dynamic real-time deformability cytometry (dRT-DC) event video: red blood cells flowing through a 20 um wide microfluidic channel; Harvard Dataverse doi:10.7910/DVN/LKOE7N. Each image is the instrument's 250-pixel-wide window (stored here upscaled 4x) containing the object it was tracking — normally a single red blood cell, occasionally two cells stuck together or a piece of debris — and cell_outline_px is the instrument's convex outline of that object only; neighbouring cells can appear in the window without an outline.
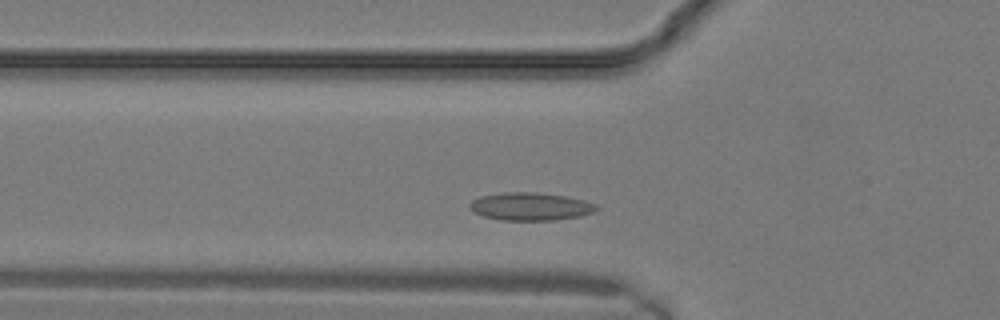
{"species": "common noctule bat (a hibernating species)", "species_latin": "Nyctalus noctula", "temperature_condition": "warm", "stored_images_in_passage": 11, "camera_frame_rate_fps": 3000, "um_per_image_px": 0.085, "animal": {"sex": "male", "body_mass_g": 19.2, "forearm_length_mm": 51.8}, "frame": {"image": 1, "passage_image": 4, "time_ms": 1.0, "image_size_px": [1000, 320], "cell_outline_px": [[600, 208], [592, 212], [580, 216], [556, 220], [500, 220], [484, 216], [472, 212], [468, 208], [468, 204], [472, 200], [480, 196], [504, 192], [536, 192], [564, 196], [584, 200], [596, 204]], "centroid_in_image_um": [45.05, 17.55], "position_along_channel_um": 80.7, "area_um2": 20.69}}
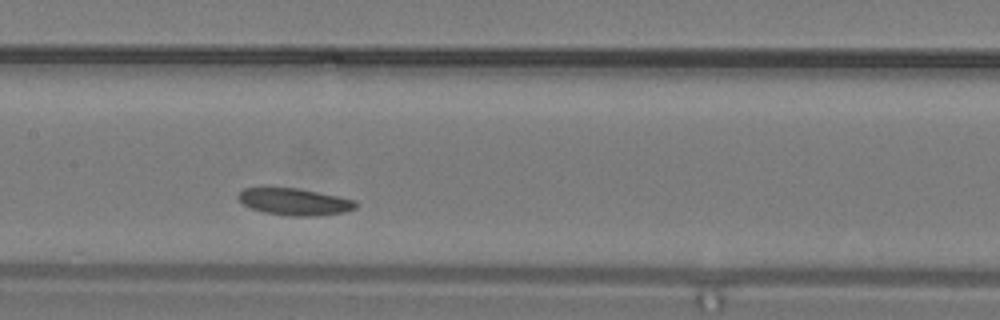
{"frame": {"image": 2, "passage_image": 8, "time_ms": 2.333, "image_size_px": [1000, 320], "cell_outline_px": [[360, 204], [356, 208], [344, 212], [312, 216], [288, 216], [264, 212], [252, 208], [244, 204], [236, 196], [244, 188], [264, 184], [296, 188], [340, 196], [356, 200]], "centroid_in_image_um": [25.0, 17.1], "position_along_channel_um": 182.4, "area_um2": 19.13}}
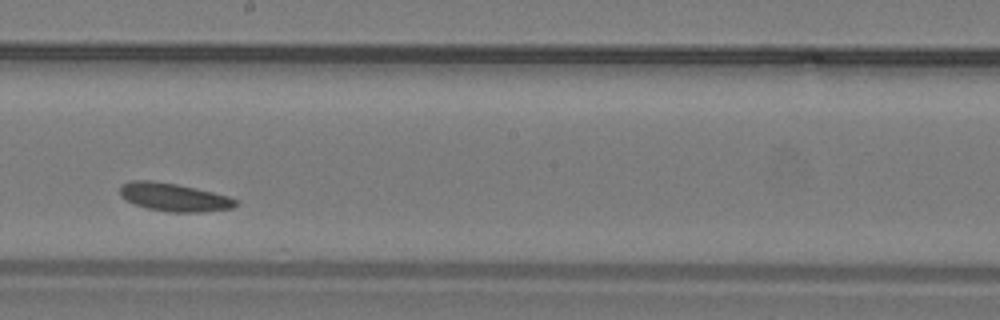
{"frame": {"image": 3, "passage_image": 10, "time_ms": 3.0, "image_size_px": [1000, 320], "cell_outline_px": [[240, 204], [232, 208], [204, 212], [168, 212], [148, 208], [124, 200], [120, 196], [120, 188], [124, 184], [132, 180], [152, 180], [176, 184], [212, 192], [228, 196], [240, 200]], "centroid_in_image_um": [14.82, 16.77], "position_along_channel_um": 233.4, "area_um2": 19.02}}